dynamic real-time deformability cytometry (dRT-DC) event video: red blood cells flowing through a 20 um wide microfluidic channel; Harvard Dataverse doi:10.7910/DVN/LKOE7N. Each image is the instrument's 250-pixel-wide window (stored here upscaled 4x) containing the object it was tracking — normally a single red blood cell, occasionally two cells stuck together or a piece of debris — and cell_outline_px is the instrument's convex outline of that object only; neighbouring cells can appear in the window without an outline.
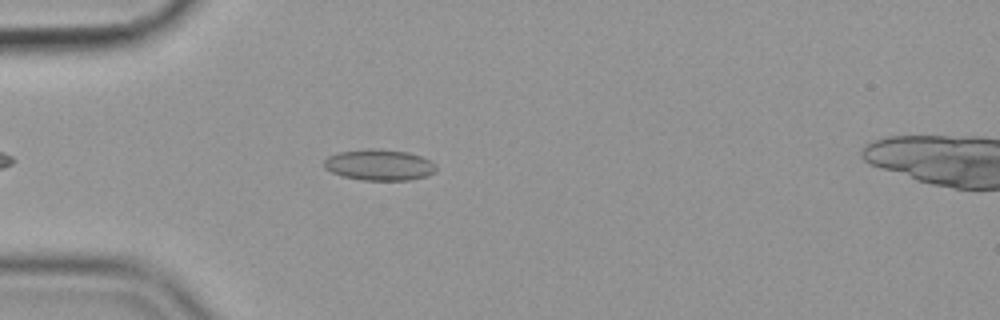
{"species": "common noctule bat (a hibernating species)", "species_latin": "Nyctalus noctula", "temperature_condition": "cold", "stored_images_in_passage": 35, "camera_frame_rate_fps": 3000, "um_per_image_px": 0.085, "animal": {"sex": "female", "body_mass_g": 19.9}, "frame": {"image": 1, "passage_image": 5, "time_ms": 1.333, "image_size_px": [1000, 320], "cell_outline_px": [[436, 172], [428, 176], [408, 180], [360, 180], [344, 176], [332, 172], [324, 168], [324, 160], [328, 156], [340, 152], [408, 152], [420, 156], [428, 160], [436, 168]], "centroid_in_image_um": [32.25, 14.08], "position_along_channel_um": 52.7, "area_um2": 19.13}}
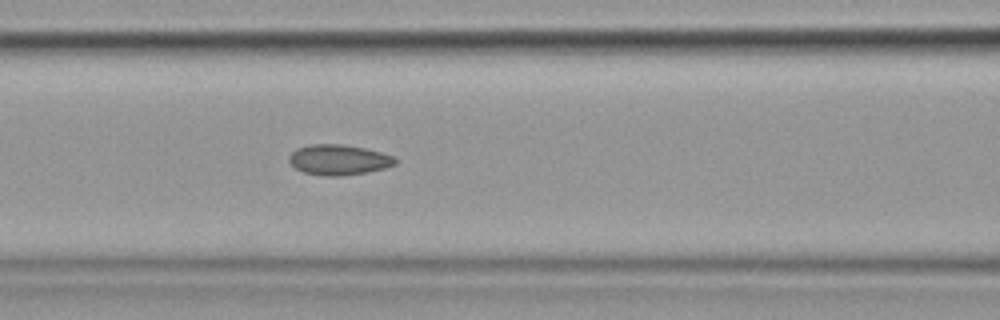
{"frame": {"image": 2, "passage_image": 13, "time_ms": 4.0, "image_size_px": [1000, 320], "cell_outline_px": [[396, 164], [384, 168], [364, 172], [340, 176], [324, 176], [304, 172], [296, 168], [288, 160], [288, 156], [296, 148], [312, 144], [340, 144], [364, 148], [380, 152], [392, 156], [396, 160]], "centroid_in_image_um": [28.75, 13.58], "position_along_channel_um": 137.8, "area_um2": 18.55}}
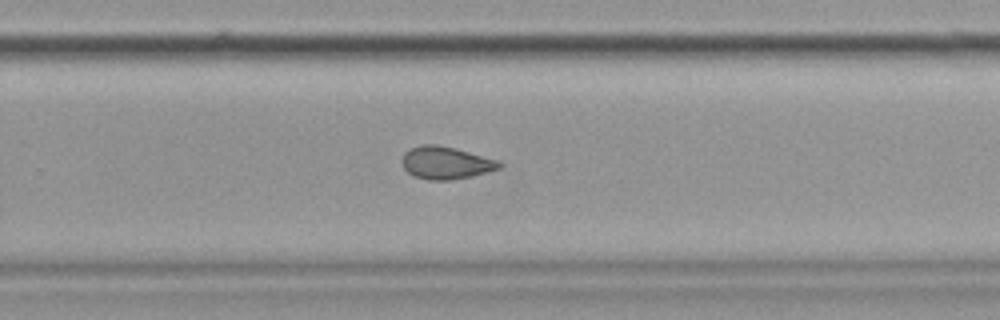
{"frame": {"image": 3, "passage_image": 26, "time_ms": 8.333, "image_size_px": [1000, 320], "cell_outline_px": [[500, 168], [472, 176], [452, 180], [428, 180], [416, 176], [408, 172], [404, 168], [400, 160], [404, 152], [412, 148], [424, 144], [436, 144], [456, 148], [500, 160]], "centroid_in_image_um": [37.89, 13.83], "position_along_channel_um": 291.9, "area_um2": 18.5}, "authors_computed_cell_mechanics": {"area_um2": 18.3804, "velocity_mm_per_s": 3.5772, "shape_relaxation_time_tau1_ms": 8.4663, "shape_relaxation_time_tau2_ms": 2.8621, "deformation_change_tau1": 0.1277, "deformation_change_tau2": 0.0603}}